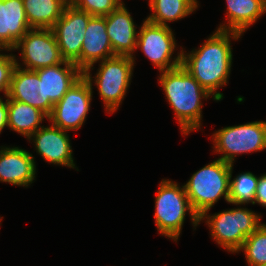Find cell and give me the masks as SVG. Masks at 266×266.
I'll list each match as a JSON object with an SVG mask.
<instances>
[{"instance_id": "1", "label": "cell", "mask_w": 266, "mask_h": 266, "mask_svg": "<svg viewBox=\"0 0 266 266\" xmlns=\"http://www.w3.org/2000/svg\"><path fill=\"white\" fill-rule=\"evenodd\" d=\"M241 34L232 31L214 32L197 50L185 53L181 50V66L216 101L223 99V93L217 91L227 84L232 65V48L230 39L237 40Z\"/></svg>"}, {"instance_id": "2", "label": "cell", "mask_w": 266, "mask_h": 266, "mask_svg": "<svg viewBox=\"0 0 266 266\" xmlns=\"http://www.w3.org/2000/svg\"><path fill=\"white\" fill-rule=\"evenodd\" d=\"M159 84L175 112L182 134L201 128L202 100L212 96L181 65L161 71Z\"/></svg>"}, {"instance_id": "3", "label": "cell", "mask_w": 266, "mask_h": 266, "mask_svg": "<svg viewBox=\"0 0 266 266\" xmlns=\"http://www.w3.org/2000/svg\"><path fill=\"white\" fill-rule=\"evenodd\" d=\"M231 164L217 159L195 172L184 185L192 209L198 217L224 197L229 203Z\"/></svg>"}, {"instance_id": "4", "label": "cell", "mask_w": 266, "mask_h": 266, "mask_svg": "<svg viewBox=\"0 0 266 266\" xmlns=\"http://www.w3.org/2000/svg\"><path fill=\"white\" fill-rule=\"evenodd\" d=\"M186 211L189 212L192 224L196 228L200 223L199 217L191 207L184 185L181 188L177 183L163 179L155 197L154 219L159 234L177 242Z\"/></svg>"}, {"instance_id": "5", "label": "cell", "mask_w": 266, "mask_h": 266, "mask_svg": "<svg viewBox=\"0 0 266 266\" xmlns=\"http://www.w3.org/2000/svg\"><path fill=\"white\" fill-rule=\"evenodd\" d=\"M205 218L214 241L232 253L238 252L246 237L262 224L260 215L241 207L223 210L212 216L205 212L199 217V222Z\"/></svg>"}, {"instance_id": "6", "label": "cell", "mask_w": 266, "mask_h": 266, "mask_svg": "<svg viewBox=\"0 0 266 266\" xmlns=\"http://www.w3.org/2000/svg\"><path fill=\"white\" fill-rule=\"evenodd\" d=\"M212 136L214 152L222 153L219 159L233 164L239 154L266 149V121L224 127Z\"/></svg>"}, {"instance_id": "7", "label": "cell", "mask_w": 266, "mask_h": 266, "mask_svg": "<svg viewBox=\"0 0 266 266\" xmlns=\"http://www.w3.org/2000/svg\"><path fill=\"white\" fill-rule=\"evenodd\" d=\"M134 58L116 55L100 61L94 81L107 113H114L126 96L133 74Z\"/></svg>"}, {"instance_id": "8", "label": "cell", "mask_w": 266, "mask_h": 266, "mask_svg": "<svg viewBox=\"0 0 266 266\" xmlns=\"http://www.w3.org/2000/svg\"><path fill=\"white\" fill-rule=\"evenodd\" d=\"M92 77L90 71L71 86L61 100L54 104L48 120L62 130H78L85 123L92 100Z\"/></svg>"}, {"instance_id": "9", "label": "cell", "mask_w": 266, "mask_h": 266, "mask_svg": "<svg viewBox=\"0 0 266 266\" xmlns=\"http://www.w3.org/2000/svg\"><path fill=\"white\" fill-rule=\"evenodd\" d=\"M140 48L155 67L161 71L171 70L181 65V51L174 60L176 48L174 34L169 26L143 21L138 32L136 49Z\"/></svg>"}, {"instance_id": "10", "label": "cell", "mask_w": 266, "mask_h": 266, "mask_svg": "<svg viewBox=\"0 0 266 266\" xmlns=\"http://www.w3.org/2000/svg\"><path fill=\"white\" fill-rule=\"evenodd\" d=\"M92 16L75 7H65L62 16L51 28L64 61L74 63L80 69V53L84 34Z\"/></svg>"}, {"instance_id": "11", "label": "cell", "mask_w": 266, "mask_h": 266, "mask_svg": "<svg viewBox=\"0 0 266 266\" xmlns=\"http://www.w3.org/2000/svg\"><path fill=\"white\" fill-rule=\"evenodd\" d=\"M15 49H21V59L27 70H37L64 61L52 29H30L17 42Z\"/></svg>"}, {"instance_id": "12", "label": "cell", "mask_w": 266, "mask_h": 266, "mask_svg": "<svg viewBox=\"0 0 266 266\" xmlns=\"http://www.w3.org/2000/svg\"><path fill=\"white\" fill-rule=\"evenodd\" d=\"M6 98L36 107L47 116L51 114L54 106L49 99H45L43 78H39L35 70L21 68L17 60Z\"/></svg>"}, {"instance_id": "13", "label": "cell", "mask_w": 266, "mask_h": 266, "mask_svg": "<svg viewBox=\"0 0 266 266\" xmlns=\"http://www.w3.org/2000/svg\"><path fill=\"white\" fill-rule=\"evenodd\" d=\"M67 132L54 125L42 126L28 139L29 142L33 140L36 152L47 162L74 169L76 167Z\"/></svg>"}, {"instance_id": "14", "label": "cell", "mask_w": 266, "mask_h": 266, "mask_svg": "<svg viewBox=\"0 0 266 266\" xmlns=\"http://www.w3.org/2000/svg\"><path fill=\"white\" fill-rule=\"evenodd\" d=\"M116 56L106 31L105 16H92L87 24L80 53V70L90 71L94 63Z\"/></svg>"}, {"instance_id": "15", "label": "cell", "mask_w": 266, "mask_h": 266, "mask_svg": "<svg viewBox=\"0 0 266 266\" xmlns=\"http://www.w3.org/2000/svg\"><path fill=\"white\" fill-rule=\"evenodd\" d=\"M105 20L106 31L114 54L133 57L138 32H136V25L124 3L106 15Z\"/></svg>"}, {"instance_id": "16", "label": "cell", "mask_w": 266, "mask_h": 266, "mask_svg": "<svg viewBox=\"0 0 266 266\" xmlns=\"http://www.w3.org/2000/svg\"><path fill=\"white\" fill-rule=\"evenodd\" d=\"M28 151L18 147L0 150V182L28 187L35 180L36 165Z\"/></svg>"}, {"instance_id": "17", "label": "cell", "mask_w": 266, "mask_h": 266, "mask_svg": "<svg viewBox=\"0 0 266 266\" xmlns=\"http://www.w3.org/2000/svg\"><path fill=\"white\" fill-rule=\"evenodd\" d=\"M30 29L23 0H0V49L13 50Z\"/></svg>"}, {"instance_id": "18", "label": "cell", "mask_w": 266, "mask_h": 266, "mask_svg": "<svg viewBox=\"0 0 266 266\" xmlns=\"http://www.w3.org/2000/svg\"><path fill=\"white\" fill-rule=\"evenodd\" d=\"M35 71L39 78H43L45 99H49L53 104L58 103L83 75V72L74 63L68 61Z\"/></svg>"}, {"instance_id": "19", "label": "cell", "mask_w": 266, "mask_h": 266, "mask_svg": "<svg viewBox=\"0 0 266 266\" xmlns=\"http://www.w3.org/2000/svg\"><path fill=\"white\" fill-rule=\"evenodd\" d=\"M228 24L218 30L232 31L242 35L266 13V0H226Z\"/></svg>"}, {"instance_id": "20", "label": "cell", "mask_w": 266, "mask_h": 266, "mask_svg": "<svg viewBox=\"0 0 266 266\" xmlns=\"http://www.w3.org/2000/svg\"><path fill=\"white\" fill-rule=\"evenodd\" d=\"M48 116L40 109L13 99H8V127L27 139L35 133Z\"/></svg>"}, {"instance_id": "21", "label": "cell", "mask_w": 266, "mask_h": 266, "mask_svg": "<svg viewBox=\"0 0 266 266\" xmlns=\"http://www.w3.org/2000/svg\"><path fill=\"white\" fill-rule=\"evenodd\" d=\"M23 4L31 28L51 29L65 8L59 0H23Z\"/></svg>"}, {"instance_id": "22", "label": "cell", "mask_w": 266, "mask_h": 266, "mask_svg": "<svg viewBox=\"0 0 266 266\" xmlns=\"http://www.w3.org/2000/svg\"><path fill=\"white\" fill-rule=\"evenodd\" d=\"M153 11L146 20L156 25L168 26L167 22L185 18L197 7V0H153L149 5Z\"/></svg>"}, {"instance_id": "23", "label": "cell", "mask_w": 266, "mask_h": 266, "mask_svg": "<svg viewBox=\"0 0 266 266\" xmlns=\"http://www.w3.org/2000/svg\"><path fill=\"white\" fill-rule=\"evenodd\" d=\"M230 168V184H229V203L234 205H243L252 203L254 205L255 193L259 177L251 172L241 173L233 180L232 169Z\"/></svg>"}, {"instance_id": "24", "label": "cell", "mask_w": 266, "mask_h": 266, "mask_svg": "<svg viewBox=\"0 0 266 266\" xmlns=\"http://www.w3.org/2000/svg\"><path fill=\"white\" fill-rule=\"evenodd\" d=\"M240 250L244 251L249 266L266 264V224L246 237Z\"/></svg>"}, {"instance_id": "25", "label": "cell", "mask_w": 266, "mask_h": 266, "mask_svg": "<svg viewBox=\"0 0 266 266\" xmlns=\"http://www.w3.org/2000/svg\"><path fill=\"white\" fill-rule=\"evenodd\" d=\"M121 3H123L121 0H78L74 7L87 12L91 16H106Z\"/></svg>"}, {"instance_id": "26", "label": "cell", "mask_w": 266, "mask_h": 266, "mask_svg": "<svg viewBox=\"0 0 266 266\" xmlns=\"http://www.w3.org/2000/svg\"><path fill=\"white\" fill-rule=\"evenodd\" d=\"M2 51V49H0ZM16 67V56L13 54L0 53V92L3 91L5 97L8 95L13 70Z\"/></svg>"}, {"instance_id": "27", "label": "cell", "mask_w": 266, "mask_h": 266, "mask_svg": "<svg viewBox=\"0 0 266 266\" xmlns=\"http://www.w3.org/2000/svg\"><path fill=\"white\" fill-rule=\"evenodd\" d=\"M258 203L259 205L266 207V174H263L259 177L254 204Z\"/></svg>"}, {"instance_id": "28", "label": "cell", "mask_w": 266, "mask_h": 266, "mask_svg": "<svg viewBox=\"0 0 266 266\" xmlns=\"http://www.w3.org/2000/svg\"><path fill=\"white\" fill-rule=\"evenodd\" d=\"M8 127V99L3 101L0 97V133Z\"/></svg>"}, {"instance_id": "29", "label": "cell", "mask_w": 266, "mask_h": 266, "mask_svg": "<svg viewBox=\"0 0 266 266\" xmlns=\"http://www.w3.org/2000/svg\"><path fill=\"white\" fill-rule=\"evenodd\" d=\"M65 7H74L78 0H59Z\"/></svg>"}]
</instances>
